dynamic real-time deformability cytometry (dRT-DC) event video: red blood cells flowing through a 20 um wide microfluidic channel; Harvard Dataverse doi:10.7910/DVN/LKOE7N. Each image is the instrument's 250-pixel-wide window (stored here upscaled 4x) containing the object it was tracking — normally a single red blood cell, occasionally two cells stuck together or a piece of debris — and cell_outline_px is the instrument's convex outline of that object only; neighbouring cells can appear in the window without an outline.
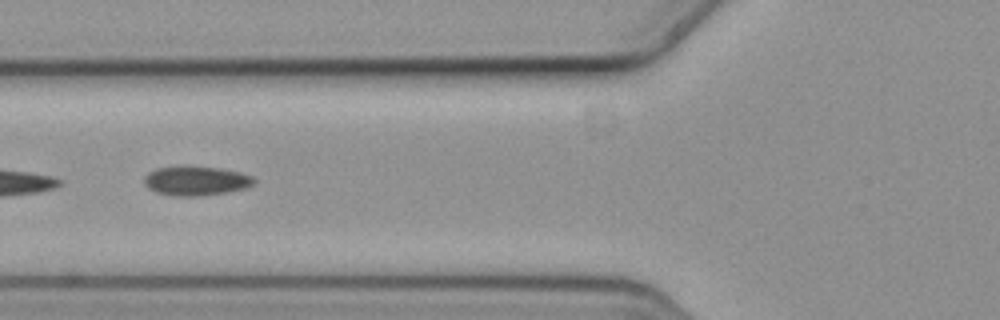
{"species": "common noctule bat (a hibernating species)", "species_latin": "Nyctalus noctula", "temperature_condition": "cold", "stored_images_in_passage": 7, "camera_frame_rate_fps": 3000, "um_per_image_px": 0.085, "animal": {"sex": "female", "body_mass_g": 19.3, "forearm_length_mm": 54.1}, "frame": {"image": 1, "passage_image": 7, "time_ms": 2.0, "image_size_px": [1000, 320], "cell_outline_px": [[256, 184], [248, 188], [228, 192], [200, 196], [176, 196], [156, 192], [148, 188], [144, 184], [144, 176], [148, 172], [156, 168], [180, 164], [184, 164], [220, 168], [240, 172], [252, 176], [256, 180]], "centroid_in_image_um": [16.67, 15.34], "position_along_channel_um": 109.1, "area_um2": 19.48}}